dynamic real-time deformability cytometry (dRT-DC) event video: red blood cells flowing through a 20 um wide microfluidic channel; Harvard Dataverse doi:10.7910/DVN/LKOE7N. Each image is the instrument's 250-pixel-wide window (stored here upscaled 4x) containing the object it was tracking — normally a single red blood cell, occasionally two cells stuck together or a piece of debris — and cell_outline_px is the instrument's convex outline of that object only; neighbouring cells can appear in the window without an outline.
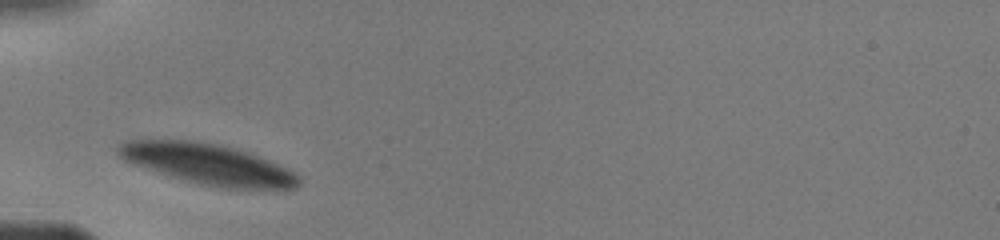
{"species": "human", "species_latin": "Homo sapiens", "temperature_condition": "warm", "stored_images_in_passage": 61, "camera_frame_rate_fps": 3000, "um_per_image_px": 0.085, "donor": {"sex": "male"}, "frame": {"image": 1, "passage_image": 1, "time_ms": 0.0, "image_size_px": [1000, 240], "cell_outline_px": [[300, 184], [296, 188], [220, 188], [200, 184], [172, 176], [124, 160], [116, 152], [116, 148], [120, 144], [128, 140], [188, 140], [216, 144], [232, 148], [256, 156], [276, 164], [300, 176]], "centroid_in_image_um": [17.64, 13.95], "position_along_channel_um": 67.4, "area_um2": 41.5}}
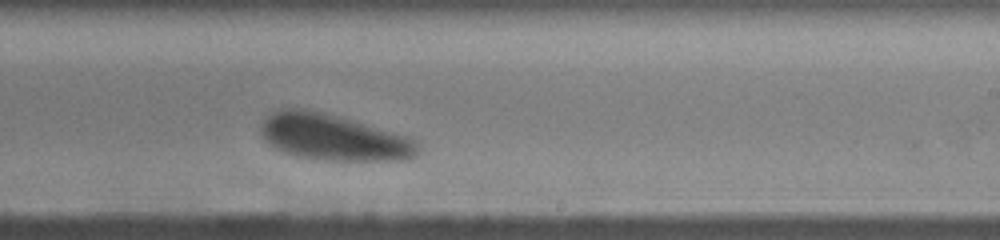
{"frame": {"image": 2, "passage_image": 32, "time_ms": 5.0, "image_size_px": [1000, 240], "cell_outline_px": [[420, 152], [416, 156], [408, 160], [324, 160], [296, 156], [284, 152], [276, 148], [260, 132], [260, 128], [264, 120], [272, 112], [280, 108], [304, 108], [324, 112], [408, 136], [420, 144]], "centroid_in_image_um": [28.39, 11.67], "position_along_channel_um": 260.6, "area_um2": 42.19}}
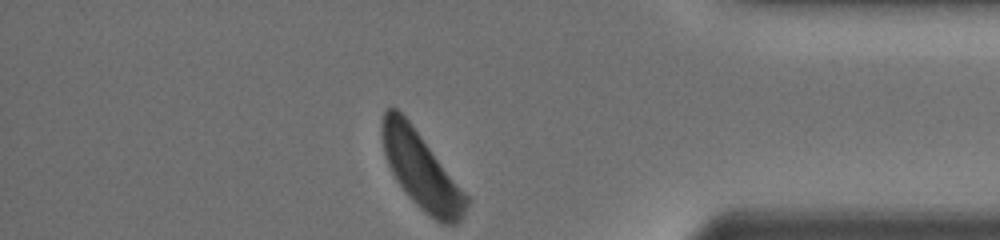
{"frame": {"image": 3, "passage_image": 60, "time_ms": 9.0, "image_size_px": [1000, 240], "cell_outline_px": [[468, 204], [464, 216], [456, 224], [444, 224], [436, 220], [424, 212], [412, 200], [396, 180], [388, 164], [384, 152], [380, 132], [380, 124], [384, 112], [392, 104], [408, 120], [468, 196]], "centroid_in_image_um": [35.77, 14.47], "position_along_channel_um": 399.4, "area_um2": 37.11}}